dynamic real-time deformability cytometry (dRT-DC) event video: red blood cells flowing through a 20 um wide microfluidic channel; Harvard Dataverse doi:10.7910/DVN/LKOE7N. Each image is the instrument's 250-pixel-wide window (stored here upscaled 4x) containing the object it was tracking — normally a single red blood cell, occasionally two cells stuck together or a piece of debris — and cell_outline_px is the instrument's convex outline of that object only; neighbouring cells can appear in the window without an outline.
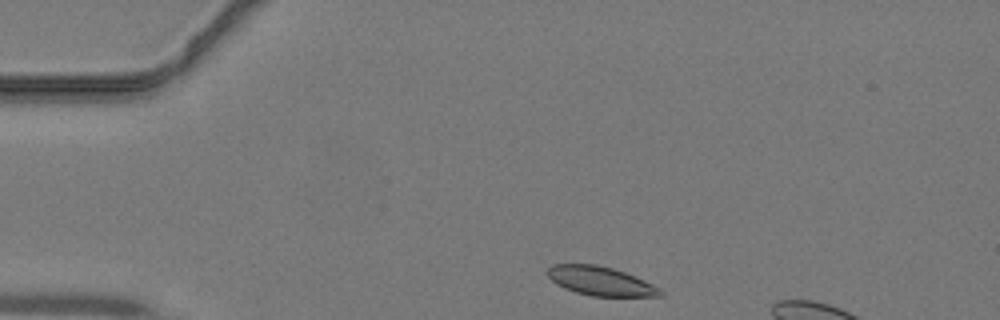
{"species": "common noctule bat (a hibernating species)", "species_latin": "Nyctalus noctula", "temperature_condition": "warm", "stored_images_in_passage": 5, "camera_frame_rate_fps": 3000, "um_per_image_px": 0.085, "animal": {"sex": "male", "body_mass_g": 19.2, "forearm_length_mm": 51.8}, "frame": {"image": 1, "passage_image": 1, "time_ms": 0.0, "image_size_px": [1000, 320], "cell_outline_px": [[664, 296], [592, 296], [576, 292], [564, 288], [556, 284], [548, 276], [548, 268], [552, 264], [596, 264], [612, 268], [636, 276], [660, 288], [664, 292]], "centroid_in_image_um": [51.06, 23.89], "position_along_channel_um": 33.9, "area_um2": 19.02}}